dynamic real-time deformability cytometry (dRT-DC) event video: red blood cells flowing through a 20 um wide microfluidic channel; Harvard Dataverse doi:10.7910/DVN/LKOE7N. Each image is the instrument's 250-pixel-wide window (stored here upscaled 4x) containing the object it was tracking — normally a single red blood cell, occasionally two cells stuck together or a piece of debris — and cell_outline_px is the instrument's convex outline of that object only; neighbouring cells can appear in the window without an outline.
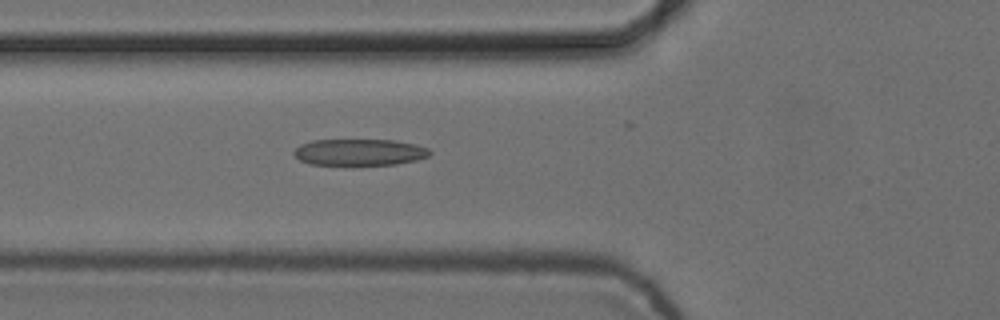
{"species": "common noctule bat (a hibernating species)", "species_latin": "Nyctalus noctula", "temperature_condition": "cold", "stored_images_in_passage": 5, "camera_frame_rate_fps": 3000, "um_per_image_px": 0.085, "animal": {"sex": "female", "body_mass_g": 24.6, "forearm_length_mm": 56.2}, "frame": {"image": 1, "passage_image": 5, "time_ms": 1.333, "image_size_px": [1000, 320], "cell_outline_px": [[432, 152], [428, 156], [416, 160], [396, 164], [352, 168], [312, 164], [300, 160], [292, 152], [300, 144], [312, 140], [392, 140], [416, 144], [428, 148]], "centroid_in_image_um": [30.53, 12.99], "position_along_channel_um": 95.3, "area_um2": 21.96}}